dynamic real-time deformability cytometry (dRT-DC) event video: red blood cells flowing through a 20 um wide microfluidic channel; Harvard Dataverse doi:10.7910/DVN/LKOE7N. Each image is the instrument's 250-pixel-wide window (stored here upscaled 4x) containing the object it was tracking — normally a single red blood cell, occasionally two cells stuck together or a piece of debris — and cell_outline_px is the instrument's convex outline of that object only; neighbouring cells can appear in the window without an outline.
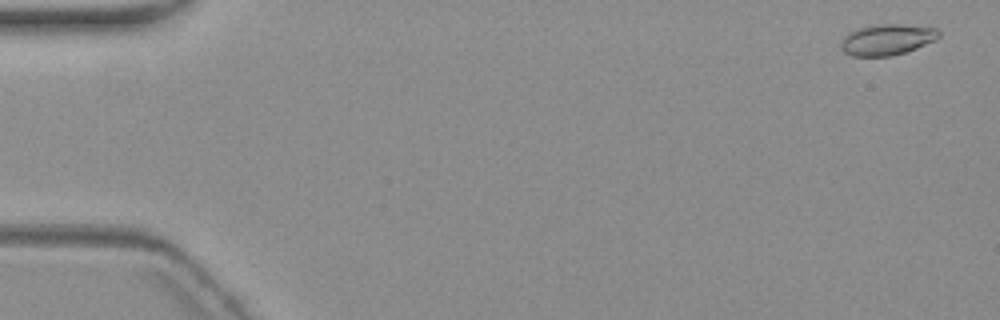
{"species": "common noctule bat (a hibernating species)", "species_latin": "Nyctalus noctula", "temperature_condition": "warm", "stored_images_in_passage": 6, "camera_frame_rate_fps": 3000, "um_per_image_px": 0.085, "animal": {"sex": "female", "body_mass_g": 19.3, "forearm_length_mm": 54.1}, "frame": {"image": 1, "passage_image": 1, "time_ms": 0.0, "image_size_px": [1000, 320], "cell_outline_px": [[940, 36], [936, 40], [916, 48], [892, 56], [852, 56], [844, 52], [840, 48], [840, 40], [848, 32], [860, 28], [876, 24], [900, 24], [936, 28], [940, 32]], "centroid_in_image_um": [75.37, 3.37], "position_along_channel_um": 9.6, "area_um2": 17.74}}
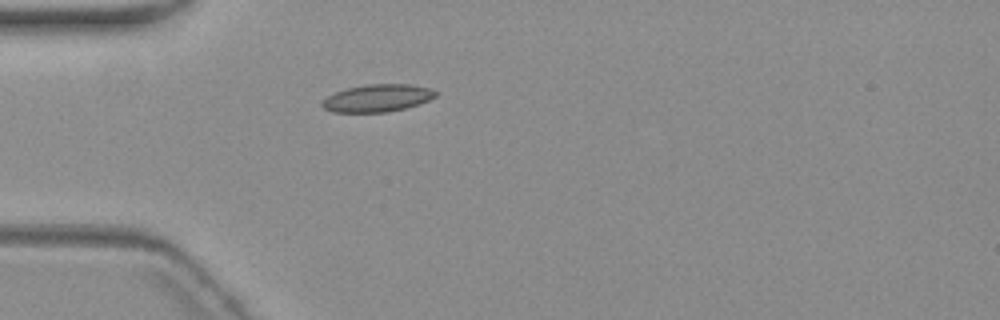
{"frame": {"image": 2, "passage_image": 5, "time_ms": 5.0, "image_size_px": [1000, 320], "cell_outline_px": [[436, 96], [428, 100], [404, 108], [384, 112], [332, 112], [324, 108], [320, 104], [328, 96], [336, 92], [348, 88], [364, 84], [412, 84], [428, 88], [436, 92]], "centroid_in_image_um": [32.05, 8.33], "position_along_channel_um": 52.9, "area_um2": 17.86}}